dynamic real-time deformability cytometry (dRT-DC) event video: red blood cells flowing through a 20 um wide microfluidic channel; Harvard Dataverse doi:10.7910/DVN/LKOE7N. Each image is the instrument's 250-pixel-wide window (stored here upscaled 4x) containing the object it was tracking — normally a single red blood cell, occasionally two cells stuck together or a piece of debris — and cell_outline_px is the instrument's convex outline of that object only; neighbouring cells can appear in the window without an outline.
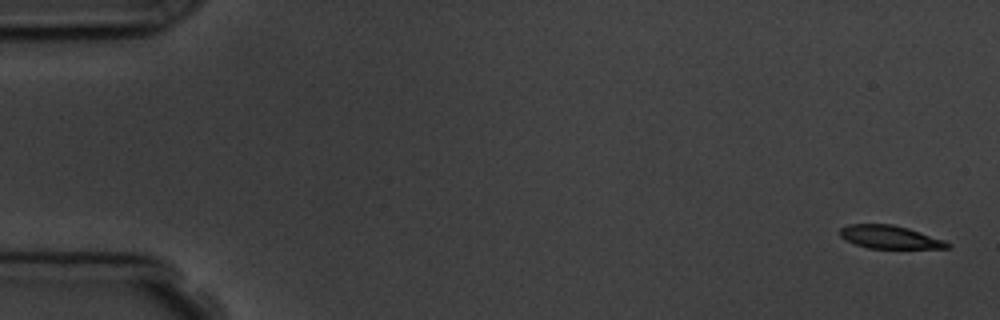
{"species": "common noctule bat (a hibernating species)", "species_latin": "Nyctalus noctula", "temperature_condition": "room temperature", "stored_images_in_passage": 5, "camera_frame_rate_fps": 3000, "um_per_image_px": 0.085, "animal": {"sex": "male", "body_mass_g": 19.5, "forearm_length_mm": 54.6}, "frame": {"image": 1, "passage_image": 1, "time_ms": 0.0, "image_size_px": [1000, 320], "cell_outline_px": [[952, 244], [948, 248], [868, 248], [856, 244], [840, 236], [840, 228], [848, 224], [892, 224], [908, 228], [944, 240]], "centroid_in_image_um": [75.63, 20.14], "position_along_channel_um": 9.4, "area_um2": 14.28}}